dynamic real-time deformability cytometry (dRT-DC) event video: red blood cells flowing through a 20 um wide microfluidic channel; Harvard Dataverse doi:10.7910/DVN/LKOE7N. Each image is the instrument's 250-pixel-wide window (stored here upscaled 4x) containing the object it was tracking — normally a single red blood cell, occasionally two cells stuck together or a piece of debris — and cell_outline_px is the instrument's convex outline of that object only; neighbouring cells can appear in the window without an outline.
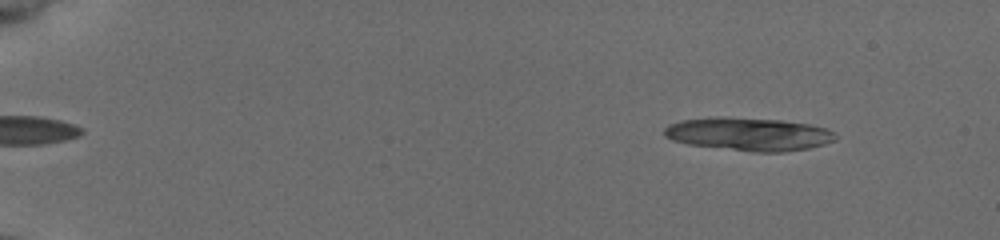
{"species": "common noctule bat (a hibernating species)", "species_latin": "Nyctalus noctula", "temperature_condition": "cold", "stored_images_in_passage": 16, "camera_frame_rate_fps": 3000, "um_per_image_px": 0.085, "animal": {"sex": "female", "body_mass_g": 19.5, "forearm_length_mm": 54.1}, "frame": {"image": 1, "passage_image": 3, "time_ms": 0.667, "image_size_px": [1000, 240], "cell_outline_px": [[836, 136], [832, 140], [824, 144], [808, 148], [784, 152], [752, 152], [688, 144], [672, 140], [664, 136], [664, 128], [668, 124], [680, 120], [780, 120], [808, 124], [824, 128], [832, 132]], "centroid_in_image_um": [63.65, 11.45], "position_along_channel_um": 21.3, "area_um2": 31.5}}